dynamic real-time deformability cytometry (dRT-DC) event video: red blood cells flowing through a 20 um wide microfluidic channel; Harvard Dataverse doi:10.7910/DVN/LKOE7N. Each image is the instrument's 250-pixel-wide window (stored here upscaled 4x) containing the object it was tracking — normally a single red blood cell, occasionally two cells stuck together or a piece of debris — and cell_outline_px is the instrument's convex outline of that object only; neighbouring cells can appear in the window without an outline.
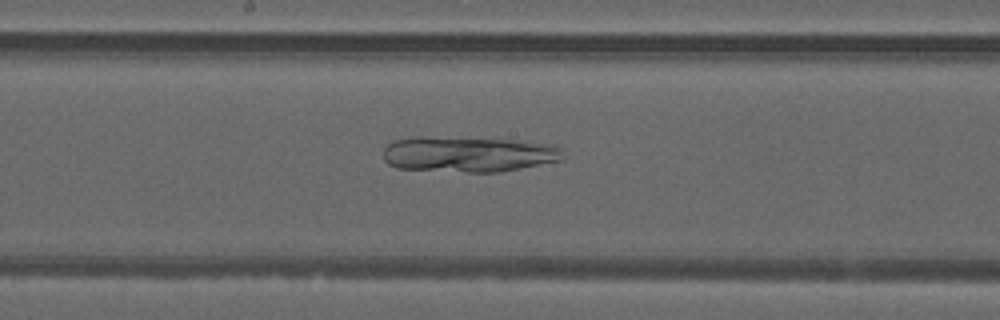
{"species": "common noctule bat (a hibernating species)", "species_latin": "Nyctalus noctula", "temperature_condition": "warm", "stored_images_in_passage": 49, "camera_frame_rate_fps": 3000, "um_per_image_px": 0.085, "animal": {"sex": "male", "forearm_length_mm": 52.5}, "frame": {"image": 1, "passage_image": 26, "time_ms": 8.333, "image_size_px": [1000, 320], "cell_outline_px": [[564, 160], [500, 172], [468, 172], [396, 168], [388, 164], [384, 160], [384, 148], [388, 144], [396, 140], [412, 136], [420, 136], [520, 140], [552, 144], [560, 148]], "centroid_in_image_um": [39.82, 13.1], "position_along_channel_um": 208.4, "area_um2": 37.57}}
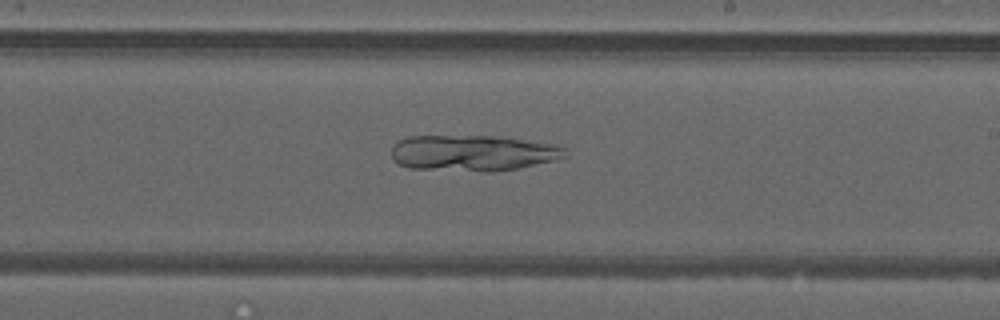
{"frame": {"image": 2, "passage_image": 29, "time_ms": 9.333, "image_size_px": [1000, 320], "cell_outline_px": [[568, 156], [520, 168], [492, 172], [484, 172], [408, 168], [400, 164], [392, 156], [392, 148], [400, 140], [408, 136], [492, 136], [524, 140], [552, 144], [564, 148]], "centroid_in_image_um": [40.18, 13.02], "position_along_channel_um": 248.8, "area_um2": 36.18}}